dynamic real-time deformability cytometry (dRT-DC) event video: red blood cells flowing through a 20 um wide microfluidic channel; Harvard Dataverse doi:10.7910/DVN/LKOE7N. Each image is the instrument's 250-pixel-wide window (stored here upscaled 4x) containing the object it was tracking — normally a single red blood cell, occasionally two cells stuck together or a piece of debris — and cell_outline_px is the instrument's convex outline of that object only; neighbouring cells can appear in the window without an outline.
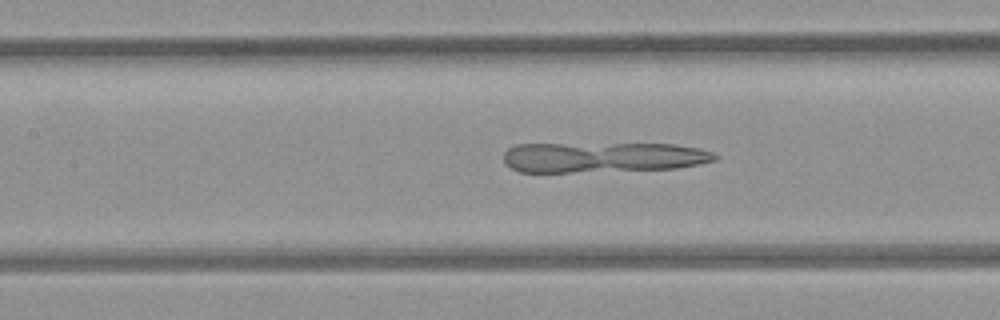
{"species": "common noctule bat (a hibernating species)", "species_latin": "Nyctalus noctula", "temperature_condition": "room temperature", "stored_images_in_passage": 31, "camera_frame_rate_fps": 3000, "um_per_image_px": 0.085, "animal": {"sex": "female", "body_mass_g": 21.9}, "frame": {"image": 1, "passage_image": 14, "time_ms": 4.333, "image_size_px": [1000, 320], "cell_outline_px": [[720, 156], [716, 160], [700, 164], [676, 168], [572, 172], [520, 172], [512, 168], [504, 160], [504, 152], [508, 148], [516, 144], [672, 144], [696, 148], [712, 152]], "centroid_in_image_um": [51.24, 13.36], "position_along_channel_um": 156.2, "area_um2": 37.11}}
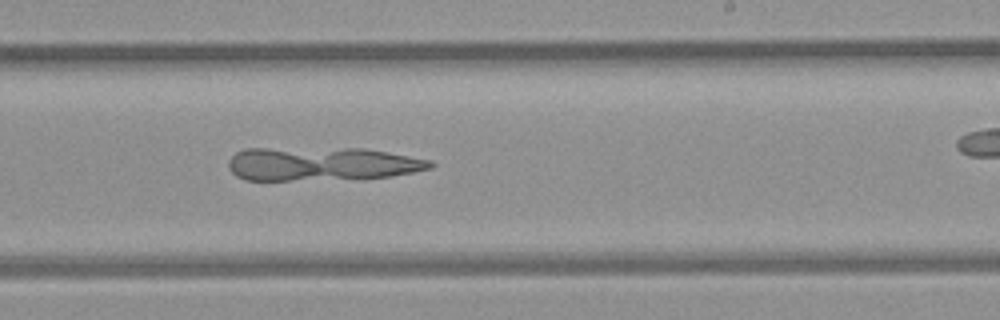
{"frame": {"image": 2, "passage_image": 22, "time_ms": 7.0, "image_size_px": [1000, 320], "cell_outline_px": [[436, 164], [432, 168], [412, 172], [388, 176], [288, 180], [244, 180], [236, 176], [228, 168], [228, 160], [236, 152], [244, 148], [364, 148], [432, 160]], "centroid_in_image_um": [27.28, 13.91], "position_along_channel_um": 261.7, "area_um2": 39.25}}
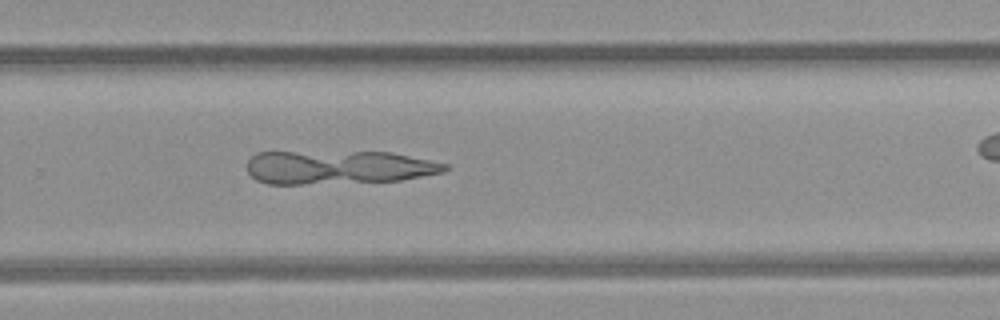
{"frame": {"image": 3, "passage_image": 25, "time_ms": 8.0, "image_size_px": [1000, 320], "cell_outline_px": [[448, 168], [444, 172], [400, 180], [300, 184], [268, 184], [256, 180], [248, 172], [248, 160], [256, 152], [392, 152], [448, 164]], "centroid_in_image_um": [28.74, 14.21], "position_along_channel_um": 301.1, "area_um2": 38.55}}